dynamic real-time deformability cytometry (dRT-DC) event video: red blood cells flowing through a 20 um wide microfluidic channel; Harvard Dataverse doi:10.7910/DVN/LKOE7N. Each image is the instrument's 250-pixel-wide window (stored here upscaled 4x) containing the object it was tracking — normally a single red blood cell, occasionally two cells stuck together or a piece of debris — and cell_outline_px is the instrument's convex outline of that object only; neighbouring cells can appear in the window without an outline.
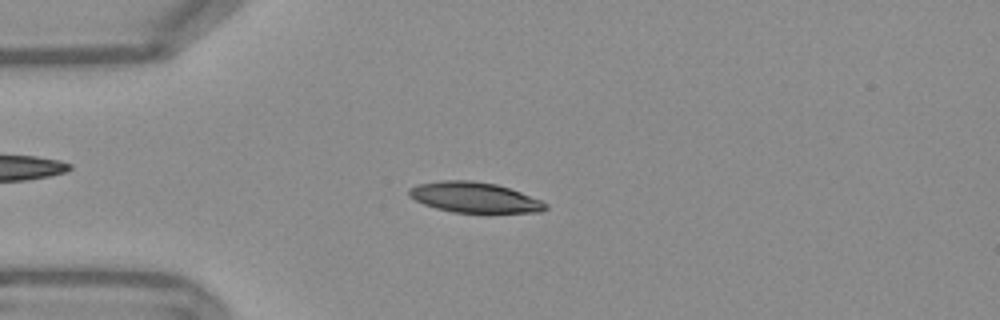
{"species": "Egyptian fruit bat (a non-hibernating species)", "species_latin": "Rousettus aegyptiacus", "temperature_condition": "warm", "stored_images_in_passage": 50, "camera_frame_rate_fps": 3000, "um_per_image_px": 0.085, "frame": {"image": 1, "passage_image": 10, "time_ms": 3.0, "image_size_px": [1000, 320], "cell_outline_px": [[548, 208], [540, 212], [452, 212], [436, 208], [424, 204], [408, 196], [408, 188], [416, 184], [440, 180], [472, 180], [496, 184], [520, 192], [540, 200], [548, 204]], "centroid_in_image_um": [40.28, 16.77], "position_along_channel_um": 44.7, "area_um2": 24.1}}
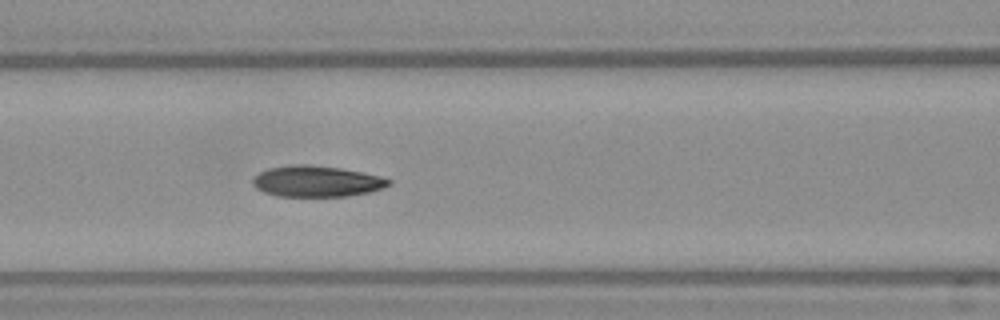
{"frame": {"image": 2, "passage_image": 19, "time_ms": 6.0, "image_size_px": [1000, 320], "cell_outline_px": [[392, 184], [368, 192], [348, 196], [276, 196], [264, 192], [256, 188], [252, 184], [252, 180], [260, 172], [268, 168], [296, 164], [308, 164], [340, 168], [380, 176], [392, 180]], "centroid_in_image_um": [26.9, 15.41], "position_along_channel_um": 139.7, "area_um2": 24.45}}
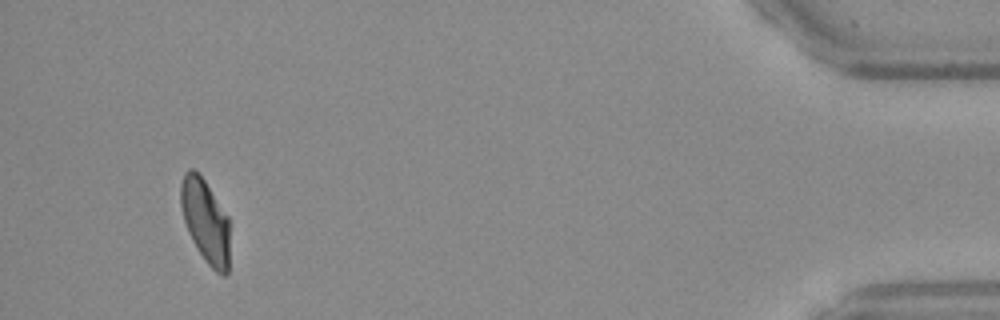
{"frame": {"image": 3, "passage_image": 47, "time_ms": 15.333, "image_size_px": [1000, 320], "cell_outline_px": [[228, 276], [224, 276], [216, 272], [204, 260], [196, 248], [188, 232], [184, 220], [180, 204], [180, 184], [184, 172], [188, 168], [192, 168], [204, 180], [228, 216]], "centroid_in_image_um": [17.44, 18.79], "position_along_channel_um": 417.8, "area_um2": 23.76}, "authors_computed_cell_mechanics": {"area_um2": 24.565, "velocity_mm_per_s": 3.7696, "shape_relaxation_time_tau1_ms": 9.2097, "shape_relaxation_time_tau2_ms": 1.9779, "deformation_change_tau1": 0.2422, "deformation_change_tau2": 0.0714}}